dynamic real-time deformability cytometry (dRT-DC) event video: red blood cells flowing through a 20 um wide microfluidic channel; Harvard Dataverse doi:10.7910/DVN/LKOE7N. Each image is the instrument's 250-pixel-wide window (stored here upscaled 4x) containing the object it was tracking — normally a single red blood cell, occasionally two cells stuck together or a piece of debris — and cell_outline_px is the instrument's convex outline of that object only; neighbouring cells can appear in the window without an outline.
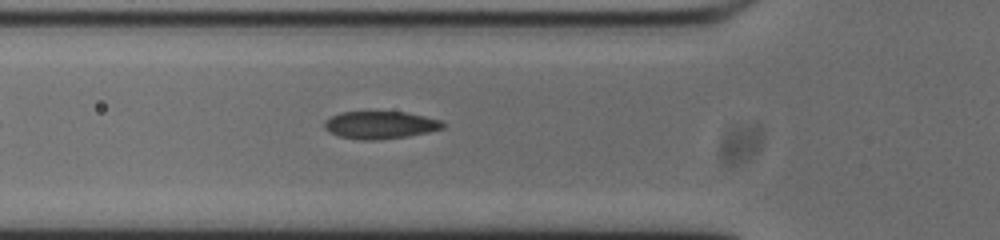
{"species": "common noctule bat (a hibernating species)", "species_latin": "Nyctalus noctula", "temperature_condition": "cold", "stored_images_in_passage": 29, "camera_frame_rate_fps": 3000, "um_per_image_px": 0.085, "animal": {"sex": "male", "body_mass_g": 20.0, "forearm_length_mm": 53.3}, "frame": {"image": 1, "passage_image": 3, "time_ms": 0.667, "image_size_px": [1000, 240], "cell_outline_px": [[448, 124], [444, 128], [428, 132], [408, 136], [376, 140], [360, 140], [340, 136], [328, 132], [324, 128], [324, 120], [340, 112], [404, 112], [424, 116], [440, 120]], "centroid_in_image_um": [32.32, 10.63], "position_along_channel_um": 93.5, "area_um2": 19.07}}
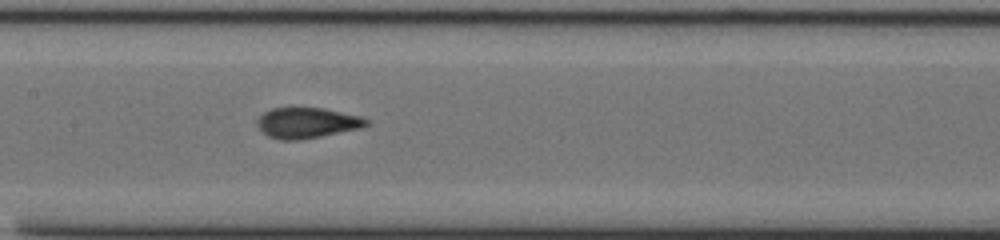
{"frame": {"image": 2, "passage_image": 10, "time_ms": 3.0, "image_size_px": [1000, 240], "cell_outline_px": [[368, 124], [360, 128], [300, 140], [280, 140], [268, 136], [256, 124], [256, 120], [264, 112], [272, 108], [324, 108], [360, 116], [368, 120]], "centroid_in_image_um": [26.07, 10.44], "position_along_channel_um": 181.3, "area_um2": 19.25}}
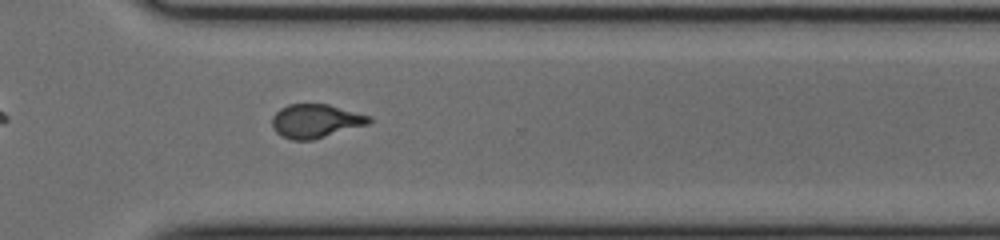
{"frame": {"image": 3, "passage_image": 23, "time_ms": 7.333, "image_size_px": [1000, 240], "cell_outline_px": [[372, 120], [368, 124], [312, 140], [292, 140], [280, 136], [272, 128], [272, 116], [280, 108], [288, 104], [328, 104], [372, 116]], "centroid_in_image_um": [26.81, 10.28], "position_along_channel_um": 343.8, "area_um2": 19.13}}